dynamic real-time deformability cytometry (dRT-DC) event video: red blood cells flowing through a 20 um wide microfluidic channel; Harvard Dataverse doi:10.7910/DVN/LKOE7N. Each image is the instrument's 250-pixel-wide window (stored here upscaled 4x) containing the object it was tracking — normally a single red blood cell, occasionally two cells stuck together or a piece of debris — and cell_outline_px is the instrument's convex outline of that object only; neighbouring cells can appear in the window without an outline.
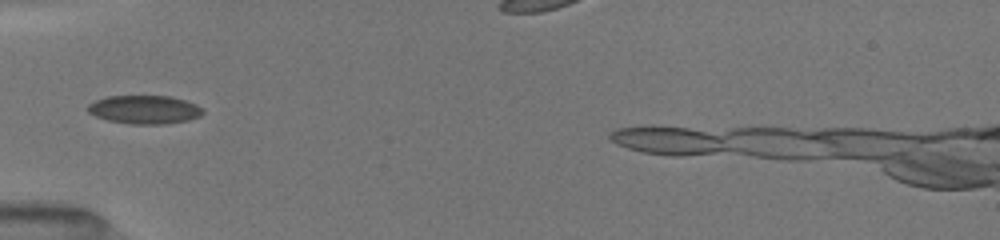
{"species": "common noctule bat (a hibernating species)", "species_latin": "Nyctalus noctula", "temperature_condition": "room temperature", "stored_images_in_passage": 10, "camera_frame_rate_fps": 3000, "um_per_image_px": 0.085, "animal": {"sex": "female", "body_mass_g": 19.5, "forearm_length_mm": 54.1}, "frame": {"image": 1, "passage_image": 1, "time_ms": 0.0, "image_size_px": [1000, 240], "cell_outline_px": [[204, 112], [200, 116], [188, 120], [164, 124], [132, 124], [108, 120], [96, 116], [88, 112], [88, 104], [96, 100], [108, 96], [168, 96], [184, 100], [196, 104]], "centroid_in_image_um": [12.28, 9.31], "position_along_channel_um": 72.7, "area_um2": 18.9}}